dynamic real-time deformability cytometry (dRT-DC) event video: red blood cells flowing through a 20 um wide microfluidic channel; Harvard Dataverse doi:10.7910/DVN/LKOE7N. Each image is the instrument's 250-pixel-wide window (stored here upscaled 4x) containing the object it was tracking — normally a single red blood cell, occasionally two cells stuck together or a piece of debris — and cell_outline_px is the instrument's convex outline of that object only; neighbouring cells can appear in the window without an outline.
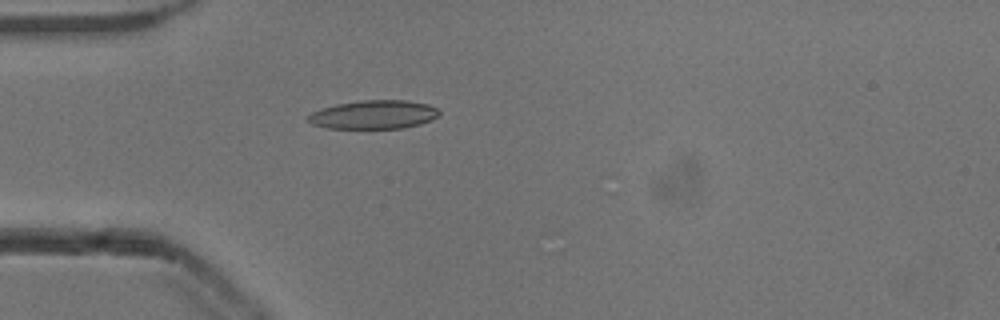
{"species": "common noctule bat (a hibernating species)", "species_latin": "Nyctalus noctula", "temperature_condition": "cold", "stored_images_in_passage": 39, "camera_frame_rate_fps": 3000, "um_per_image_px": 0.085, "animal": {"sex": "male", "body_mass_g": 13.3}, "frame": {"image": 1, "passage_image": 3, "time_ms": 0.667, "image_size_px": [1000, 320], "cell_outline_px": [[440, 116], [432, 120], [420, 124], [404, 128], [328, 128], [312, 124], [308, 120], [308, 116], [312, 112], [336, 104], [360, 100], [408, 100], [428, 104], [436, 108], [440, 112]], "centroid_in_image_um": [31.82, 9.74], "position_along_channel_um": 53.2, "area_um2": 21.91}}
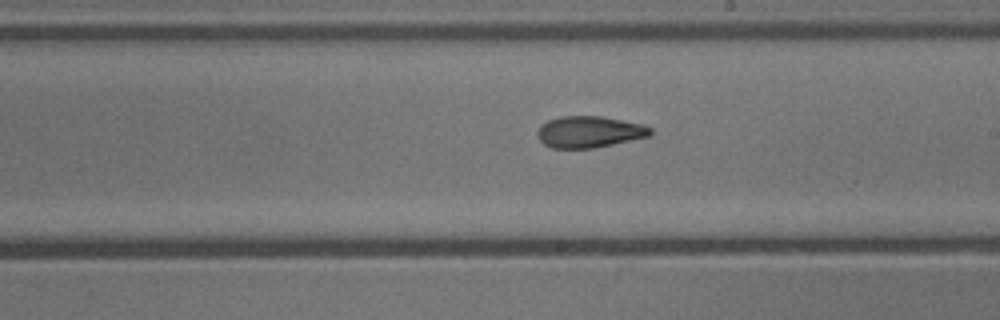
{"frame": {"image": 2, "passage_image": 18, "time_ms": 5.667, "image_size_px": [1000, 320], "cell_outline_px": [[652, 136], [592, 148], [552, 148], [544, 144], [536, 136], [536, 132], [540, 124], [548, 120], [560, 116], [600, 116], [644, 124], [652, 128]], "centroid_in_image_um": [50.08, 11.2], "position_along_channel_um": 238.9, "area_um2": 20.92}}
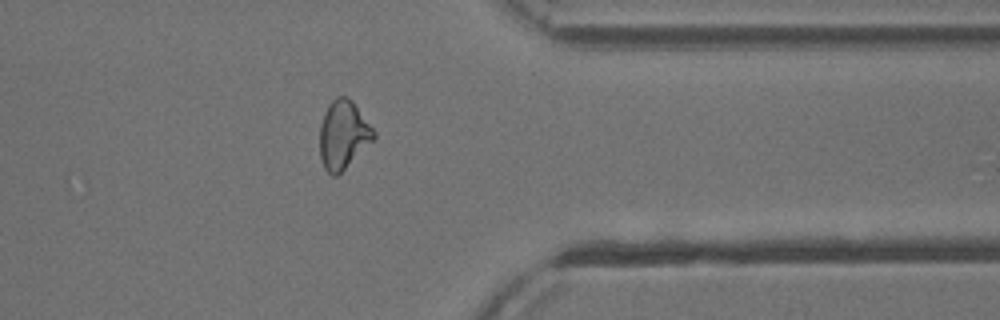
{"frame": {"image": 3, "passage_image": 30, "time_ms": 9.667, "image_size_px": [1000, 320], "cell_outline_px": [[376, 136], [336, 176], [332, 176], [324, 168], [320, 156], [320, 124], [324, 112], [328, 104], [336, 96], [348, 96], [352, 100], [376, 132]], "centroid_in_image_um": [29.15, 11.41], "position_along_channel_um": 382.3, "area_um2": 21.21}, "authors_computed_cell_mechanics": {"area_um2": 21.2126, "velocity_mm_per_s": 3.8581, "shape_relaxation_time_tau1_ms": 9.4144, "shape_relaxation_time_tau2_ms": 3.2363, "deformation_change_tau1": 0.2088, "deformation_change_tau2": 0.1113}}